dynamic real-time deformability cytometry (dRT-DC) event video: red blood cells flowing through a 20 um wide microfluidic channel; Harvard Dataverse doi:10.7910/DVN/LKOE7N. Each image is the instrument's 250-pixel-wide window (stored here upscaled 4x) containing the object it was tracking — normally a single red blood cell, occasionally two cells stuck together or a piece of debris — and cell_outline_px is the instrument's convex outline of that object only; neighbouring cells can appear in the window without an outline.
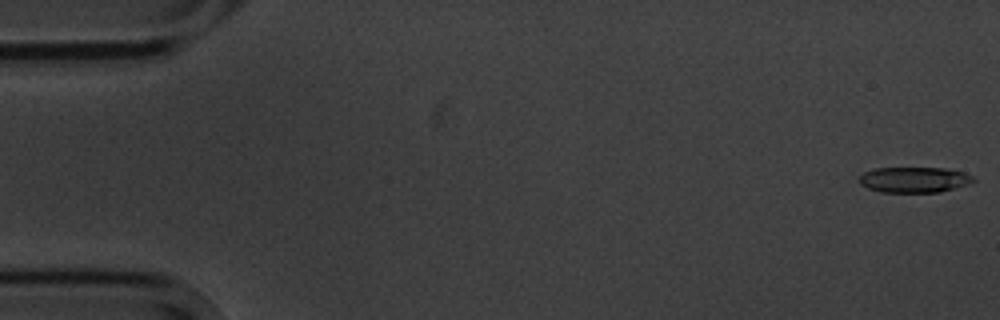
{"species": "common noctule bat (a hibernating species)", "species_latin": "Nyctalus noctula", "temperature_condition": "cold", "stored_images_in_passage": 9, "camera_frame_rate_fps": 3000, "um_per_image_px": 0.085, "animal": {"sex": "male", "body_mass_g": 20.1, "forearm_length_mm": 53.5}, "frame": {"image": 1, "passage_image": 1, "time_ms": 0.0, "image_size_px": [1000, 320], "cell_outline_px": [[976, 180], [968, 184], [940, 192], [880, 192], [868, 188], [860, 184], [856, 180], [864, 172], [876, 168], [944, 168], [964, 172], [972, 176]], "centroid_in_image_um": [77.68, 15.28], "position_along_channel_um": 7.3, "area_um2": 17.05}}
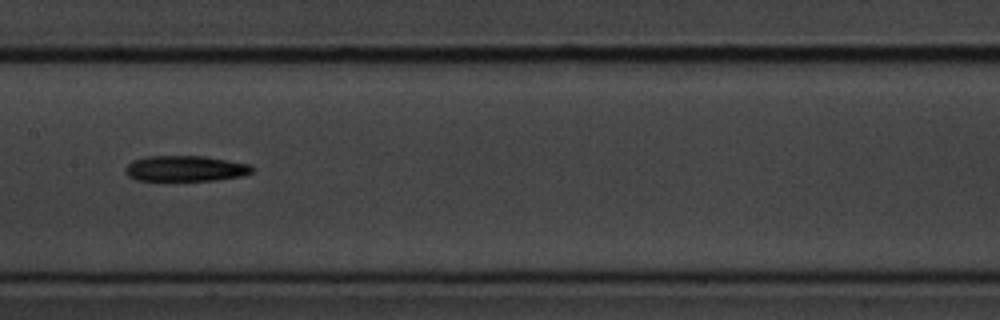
{"frame": {"image": 2, "passage_image": 8, "time_ms": 9.0, "image_size_px": [1000, 320], "cell_outline_px": [[252, 172], [244, 176], [216, 180], [136, 180], [128, 176], [124, 168], [132, 160], [148, 156], [204, 156], [228, 160], [248, 164], [252, 168]], "centroid_in_image_um": [15.74, 14.32], "position_along_channel_um": 191.7, "area_um2": 18.9}}
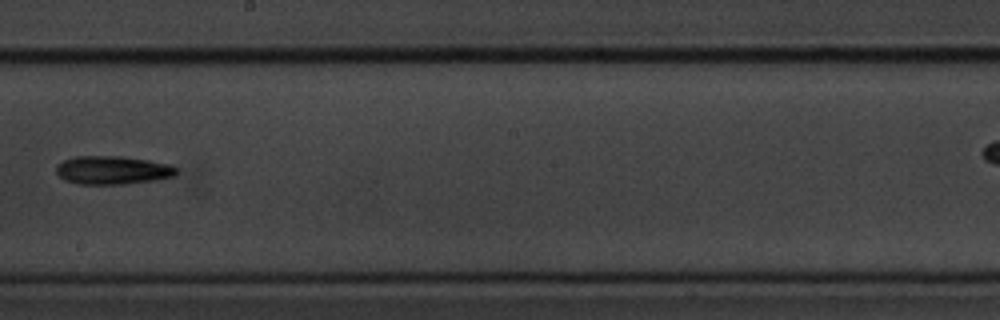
{"frame": {"image": 3, "passage_image": 9, "time_ms": 10.333, "image_size_px": [1000, 320], "cell_outline_px": [[180, 168], [176, 176], [160, 180], [124, 184], [80, 184], [64, 180], [56, 172], [56, 164], [72, 156], [120, 156], [148, 160], [172, 164]], "centroid_in_image_um": [9.64, 14.46], "position_along_channel_um": 238.6, "area_um2": 20.35}}